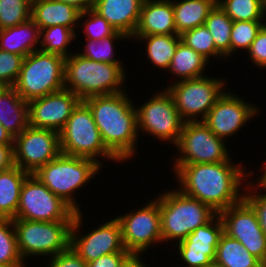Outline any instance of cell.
I'll use <instances>...</instances> for the list:
<instances>
[{"instance_id":"30bf717a","label":"cell","mask_w":266,"mask_h":267,"mask_svg":"<svg viewBox=\"0 0 266 267\" xmlns=\"http://www.w3.org/2000/svg\"><path fill=\"white\" fill-rule=\"evenodd\" d=\"M75 211L51 192L34 174H29L20 190L14 219L30 221H74Z\"/></svg>"},{"instance_id":"c3c4849f","label":"cell","mask_w":266,"mask_h":267,"mask_svg":"<svg viewBox=\"0 0 266 267\" xmlns=\"http://www.w3.org/2000/svg\"><path fill=\"white\" fill-rule=\"evenodd\" d=\"M26 265H0V267H25Z\"/></svg>"},{"instance_id":"d4e9b609","label":"cell","mask_w":266,"mask_h":267,"mask_svg":"<svg viewBox=\"0 0 266 267\" xmlns=\"http://www.w3.org/2000/svg\"><path fill=\"white\" fill-rule=\"evenodd\" d=\"M28 175L16 165L0 172V219L15 218L21 186Z\"/></svg>"},{"instance_id":"f6af8a7d","label":"cell","mask_w":266,"mask_h":267,"mask_svg":"<svg viewBox=\"0 0 266 267\" xmlns=\"http://www.w3.org/2000/svg\"><path fill=\"white\" fill-rule=\"evenodd\" d=\"M140 253H129L121 262L120 267H146Z\"/></svg>"},{"instance_id":"e575fe53","label":"cell","mask_w":266,"mask_h":267,"mask_svg":"<svg viewBox=\"0 0 266 267\" xmlns=\"http://www.w3.org/2000/svg\"><path fill=\"white\" fill-rule=\"evenodd\" d=\"M180 37L183 43L194 49L208 62L210 56L213 58L223 57L224 59V56L216 49L213 37L205 25L184 31Z\"/></svg>"},{"instance_id":"836d02e7","label":"cell","mask_w":266,"mask_h":267,"mask_svg":"<svg viewBox=\"0 0 266 267\" xmlns=\"http://www.w3.org/2000/svg\"><path fill=\"white\" fill-rule=\"evenodd\" d=\"M0 265H25L18 252L13 219H0Z\"/></svg>"},{"instance_id":"ffe728a7","label":"cell","mask_w":266,"mask_h":267,"mask_svg":"<svg viewBox=\"0 0 266 267\" xmlns=\"http://www.w3.org/2000/svg\"><path fill=\"white\" fill-rule=\"evenodd\" d=\"M144 0H95L92 9L129 39L134 35Z\"/></svg>"},{"instance_id":"3957f363","label":"cell","mask_w":266,"mask_h":267,"mask_svg":"<svg viewBox=\"0 0 266 267\" xmlns=\"http://www.w3.org/2000/svg\"><path fill=\"white\" fill-rule=\"evenodd\" d=\"M123 63H104L87 59L78 53L65 58L64 89L82 101L89 97L124 92Z\"/></svg>"},{"instance_id":"ee69618b","label":"cell","mask_w":266,"mask_h":267,"mask_svg":"<svg viewBox=\"0 0 266 267\" xmlns=\"http://www.w3.org/2000/svg\"><path fill=\"white\" fill-rule=\"evenodd\" d=\"M14 166V145H0V172Z\"/></svg>"},{"instance_id":"7402d4cb","label":"cell","mask_w":266,"mask_h":267,"mask_svg":"<svg viewBox=\"0 0 266 267\" xmlns=\"http://www.w3.org/2000/svg\"><path fill=\"white\" fill-rule=\"evenodd\" d=\"M80 12L75 6L58 0L31 1V19L40 29L60 25L76 33Z\"/></svg>"},{"instance_id":"83f0119b","label":"cell","mask_w":266,"mask_h":267,"mask_svg":"<svg viewBox=\"0 0 266 267\" xmlns=\"http://www.w3.org/2000/svg\"><path fill=\"white\" fill-rule=\"evenodd\" d=\"M138 40L147 42V57L154 66L164 70L169 69L177 45L181 40L179 34L171 35H133Z\"/></svg>"},{"instance_id":"e0dca14e","label":"cell","mask_w":266,"mask_h":267,"mask_svg":"<svg viewBox=\"0 0 266 267\" xmlns=\"http://www.w3.org/2000/svg\"><path fill=\"white\" fill-rule=\"evenodd\" d=\"M258 109L231 91H225L202 122L217 137L226 141L227 136L236 134L247 121L258 114Z\"/></svg>"},{"instance_id":"cb8c5ba5","label":"cell","mask_w":266,"mask_h":267,"mask_svg":"<svg viewBox=\"0 0 266 267\" xmlns=\"http://www.w3.org/2000/svg\"><path fill=\"white\" fill-rule=\"evenodd\" d=\"M0 124L13 138L29 126L28 103L13 87L0 93Z\"/></svg>"},{"instance_id":"d6986e66","label":"cell","mask_w":266,"mask_h":267,"mask_svg":"<svg viewBox=\"0 0 266 267\" xmlns=\"http://www.w3.org/2000/svg\"><path fill=\"white\" fill-rule=\"evenodd\" d=\"M223 233V222L217 214L210 222L178 242L177 253L179 252L186 267H209L214 262L217 245Z\"/></svg>"},{"instance_id":"ba28073f","label":"cell","mask_w":266,"mask_h":267,"mask_svg":"<svg viewBox=\"0 0 266 267\" xmlns=\"http://www.w3.org/2000/svg\"><path fill=\"white\" fill-rule=\"evenodd\" d=\"M18 252L24 259L33 255L50 257L70 247L73 221H30L13 219Z\"/></svg>"},{"instance_id":"681fc988","label":"cell","mask_w":266,"mask_h":267,"mask_svg":"<svg viewBox=\"0 0 266 267\" xmlns=\"http://www.w3.org/2000/svg\"><path fill=\"white\" fill-rule=\"evenodd\" d=\"M209 267H222V266L217 265L216 263L213 262Z\"/></svg>"},{"instance_id":"74e56055","label":"cell","mask_w":266,"mask_h":267,"mask_svg":"<svg viewBox=\"0 0 266 267\" xmlns=\"http://www.w3.org/2000/svg\"><path fill=\"white\" fill-rule=\"evenodd\" d=\"M86 17H88V19L82 25V27L84 26L86 39L101 40L106 37H111L117 32L105 18L92 8L80 12L79 21Z\"/></svg>"},{"instance_id":"8992f818","label":"cell","mask_w":266,"mask_h":267,"mask_svg":"<svg viewBox=\"0 0 266 267\" xmlns=\"http://www.w3.org/2000/svg\"><path fill=\"white\" fill-rule=\"evenodd\" d=\"M65 58L37 50L27 55L12 86L27 103L64 89Z\"/></svg>"},{"instance_id":"b9f144b4","label":"cell","mask_w":266,"mask_h":267,"mask_svg":"<svg viewBox=\"0 0 266 267\" xmlns=\"http://www.w3.org/2000/svg\"><path fill=\"white\" fill-rule=\"evenodd\" d=\"M49 263L47 267H88L87 263L71 247L51 257Z\"/></svg>"},{"instance_id":"5bb4252c","label":"cell","mask_w":266,"mask_h":267,"mask_svg":"<svg viewBox=\"0 0 266 267\" xmlns=\"http://www.w3.org/2000/svg\"><path fill=\"white\" fill-rule=\"evenodd\" d=\"M81 212H76L74 216L70 247L86 263L111 253L128 252L124 247L121 227L116 217L86 235H78L83 221Z\"/></svg>"},{"instance_id":"d6a6232c","label":"cell","mask_w":266,"mask_h":267,"mask_svg":"<svg viewBox=\"0 0 266 267\" xmlns=\"http://www.w3.org/2000/svg\"><path fill=\"white\" fill-rule=\"evenodd\" d=\"M129 37H127L125 34L121 32H116L114 35L111 37H106L101 40H90L86 39V45L84 47L85 50L83 52H79L78 54L93 60L97 62H104V63H122L116 57H114V41L118 40L121 41L120 39L124 40Z\"/></svg>"},{"instance_id":"7a4b0ae2","label":"cell","mask_w":266,"mask_h":267,"mask_svg":"<svg viewBox=\"0 0 266 267\" xmlns=\"http://www.w3.org/2000/svg\"><path fill=\"white\" fill-rule=\"evenodd\" d=\"M84 102L92 111L106 148L121 163L130 160L136 152L139 134L136 107L127 93L93 96Z\"/></svg>"},{"instance_id":"f907efd6","label":"cell","mask_w":266,"mask_h":267,"mask_svg":"<svg viewBox=\"0 0 266 267\" xmlns=\"http://www.w3.org/2000/svg\"><path fill=\"white\" fill-rule=\"evenodd\" d=\"M4 88L5 86L2 83H0V93L2 92V90H4Z\"/></svg>"},{"instance_id":"7c38bea8","label":"cell","mask_w":266,"mask_h":267,"mask_svg":"<svg viewBox=\"0 0 266 267\" xmlns=\"http://www.w3.org/2000/svg\"><path fill=\"white\" fill-rule=\"evenodd\" d=\"M179 153L174 164L218 163L228 161L224 139L217 137L202 122H185L176 144Z\"/></svg>"},{"instance_id":"6da1fadb","label":"cell","mask_w":266,"mask_h":267,"mask_svg":"<svg viewBox=\"0 0 266 267\" xmlns=\"http://www.w3.org/2000/svg\"><path fill=\"white\" fill-rule=\"evenodd\" d=\"M228 161L200 164H174V173L179 181V190L211 207L218 214L244 198L240 187L246 173L242 164ZM181 188V189H180Z\"/></svg>"},{"instance_id":"ac0fdd59","label":"cell","mask_w":266,"mask_h":267,"mask_svg":"<svg viewBox=\"0 0 266 267\" xmlns=\"http://www.w3.org/2000/svg\"><path fill=\"white\" fill-rule=\"evenodd\" d=\"M82 100L63 89L28 102L29 126L60 132Z\"/></svg>"},{"instance_id":"4dcf8cb0","label":"cell","mask_w":266,"mask_h":267,"mask_svg":"<svg viewBox=\"0 0 266 267\" xmlns=\"http://www.w3.org/2000/svg\"><path fill=\"white\" fill-rule=\"evenodd\" d=\"M76 33L66 26H50L45 29H40V44L42 50L46 53H54L63 56L64 58L69 57L70 53L69 46L72 40L76 39Z\"/></svg>"},{"instance_id":"f35d334b","label":"cell","mask_w":266,"mask_h":267,"mask_svg":"<svg viewBox=\"0 0 266 267\" xmlns=\"http://www.w3.org/2000/svg\"><path fill=\"white\" fill-rule=\"evenodd\" d=\"M24 56L0 50V83L12 87L22 68Z\"/></svg>"},{"instance_id":"7bdbcfd3","label":"cell","mask_w":266,"mask_h":267,"mask_svg":"<svg viewBox=\"0 0 266 267\" xmlns=\"http://www.w3.org/2000/svg\"><path fill=\"white\" fill-rule=\"evenodd\" d=\"M128 254L129 252L111 253L99 257L87 263V265L88 267H120L121 262Z\"/></svg>"},{"instance_id":"4316f807","label":"cell","mask_w":266,"mask_h":267,"mask_svg":"<svg viewBox=\"0 0 266 267\" xmlns=\"http://www.w3.org/2000/svg\"><path fill=\"white\" fill-rule=\"evenodd\" d=\"M214 263L222 267H264V264L238 240L223 233L217 245Z\"/></svg>"},{"instance_id":"8fae6325","label":"cell","mask_w":266,"mask_h":267,"mask_svg":"<svg viewBox=\"0 0 266 267\" xmlns=\"http://www.w3.org/2000/svg\"><path fill=\"white\" fill-rule=\"evenodd\" d=\"M139 131L153 135L161 141L177 144L184 121L167 89L156 92L141 107L136 108ZM140 129V130H139Z\"/></svg>"},{"instance_id":"9a60e30c","label":"cell","mask_w":266,"mask_h":267,"mask_svg":"<svg viewBox=\"0 0 266 267\" xmlns=\"http://www.w3.org/2000/svg\"><path fill=\"white\" fill-rule=\"evenodd\" d=\"M224 233L238 240L253 256L266 265V235L253 207L243 198L219 213Z\"/></svg>"},{"instance_id":"9c48e42d","label":"cell","mask_w":266,"mask_h":267,"mask_svg":"<svg viewBox=\"0 0 266 267\" xmlns=\"http://www.w3.org/2000/svg\"><path fill=\"white\" fill-rule=\"evenodd\" d=\"M207 76L177 80L174 84L166 86L184 122L203 121L225 92L223 89L226 81ZM200 115L201 119L195 118Z\"/></svg>"},{"instance_id":"5b68a950","label":"cell","mask_w":266,"mask_h":267,"mask_svg":"<svg viewBox=\"0 0 266 267\" xmlns=\"http://www.w3.org/2000/svg\"><path fill=\"white\" fill-rule=\"evenodd\" d=\"M101 167L93 159L60 153L55 159L40 167L34 176L75 212H79L81 209L73 194L87 182L89 184V180L95 178Z\"/></svg>"},{"instance_id":"ab89813d","label":"cell","mask_w":266,"mask_h":267,"mask_svg":"<svg viewBox=\"0 0 266 267\" xmlns=\"http://www.w3.org/2000/svg\"><path fill=\"white\" fill-rule=\"evenodd\" d=\"M254 183L255 182L252 183V181H250L249 183L247 182L245 188L249 187L248 190L246 189V191L250 190V193L246 192V194H244V199L253 207L254 211L257 214L260 226L266 235V195L261 194L262 192L258 194L256 192V190H258V187ZM252 188L254 189L252 190Z\"/></svg>"},{"instance_id":"f546056e","label":"cell","mask_w":266,"mask_h":267,"mask_svg":"<svg viewBox=\"0 0 266 267\" xmlns=\"http://www.w3.org/2000/svg\"><path fill=\"white\" fill-rule=\"evenodd\" d=\"M233 21L218 4L210 11L204 25L211 33L216 49L224 56H230V35Z\"/></svg>"},{"instance_id":"277c9868","label":"cell","mask_w":266,"mask_h":267,"mask_svg":"<svg viewBox=\"0 0 266 267\" xmlns=\"http://www.w3.org/2000/svg\"><path fill=\"white\" fill-rule=\"evenodd\" d=\"M162 242L185 239L198 227L210 222L218 213L177 188L158 196Z\"/></svg>"},{"instance_id":"603a6c76","label":"cell","mask_w":266,"mask_h":267,"mask_svg":"<svg viewBox=\"0 0 266 267\" xmlns=\"http://www.w3.org/2000/svg\"><path fill=\"white\" fill-rule=\"evenodd\" d=\"M40 28L30 18L13 27L0 29V50L26 57L39 50Z\"/></svg>"},{"instance_id":"7dc6e473","label":"cell","mask_w":266,"mask_h":267,"mask_svg":"<svg viewBox=\"0 0 266 267\" xmlns=\"http://www.w3.org/2000/svg\"><path fill=\"white\" fill-rule=\"evenodd\" d=\"M0 145H14V138L0 124Z\"/></svg>"},{"instance_id":"2e32d148","label":"cell","mask_w":266,"mask_h":267,"mask_svg":"<svg viewBox=\"0 0 266 267\" xmlns=\"http://www.w3.org/2000/svg\"><path fill=\"white\" fill-rule=\"evenodd\" d=\"M60 153L59 133L51 129L28 126L14 138L15 165L29 174H34Z\"/></svg>"},{"instance_id":"f1b7e54d","label":"cell","mask_w":266,"mask_h":267,"mask_svg":"<svg viewBox=\"0 0 266 267\" xmlns=\"http://www.w3.org/2000/svg\"><path fill=\"white\" fill-rule=\"evenodd\" d=\"M207 61L180 40L168 70L176 74L179 81L197 78L204 76Z\"/></svg>"},{"instance_id":"60d3db41","label":"cell","mask_w":266,"mask_h":267,"mask_svg":"<svg viewBox=\"0 0 266 267\" xmlns=\"http://www.w3.org/2000/svg\"><path fill=\"white\" fill-rule=\"evenodd\" d=\"M247 53L258 68H266V24L258 32Z\"/></svg>"},{"instance_id":"4fadbf2b","label":"cell","mask_w":266,"mask_h":267,"mask_svg":"<svg viewBox=\"0 0 266 267\" xmlns=\"http://www.w3.org/2000/svg\"><path fill=\"white\" fill-rule=\"evenodd\" d=\"M122 241L129 253H143L150 245L162 243L161 217L158 199L153 198L142 208L116 217Z\"/></svg>"},{"instance_id":"d590c367","label":"cell","mask_w":266,"mask_h":267,"mask_svg":"<svg viewBox=\"0 0 266 267\" xmlns=\"http://www.w3.org/2000/svg\"><path fill=\"white\" fill-rule=\"evenodd\" d=\"M262 21H233L230 35V56L233 52L236 53L238 48L240 50L247 49V51L250 49L258 32L266 24V22L264 23Z\"/></svg>"},{"instance_id":"1f68e13d","label":"cell","mask_w":266,"mask_h":267,"mask_svg":"<svg viewBox=\"0 0 266 267\" xmlns=\"http://www.w3.org/2000/svg\"><path fill=\"white\" fill-rule=\"evenodd\" d=\"M220 8L232 21L264 20V0H217Z\"/></svg>"},{"instance_id":"52a82bcc","label":"cell","mask_w":266,"mask_h":267,"mask_svg":"<svg viewBox=\"0 0 266 267\" xmlns=\"http://www.w3.org/2000/svg\"><path fill=\"white\" fill-rule=\"evenodd\" d=\"M61 153L99 161L100 156L120 161L106 148L94 121L91 109L81 101L59 132ZM99 156V158H97ZM97 158V159H96Z\"/></svg>"},{"instance_id":"44dd1931","label":"cell","mask_w":266,"mask_h":267,"mask_svg":"<svg viewBox=\"0 0 266 267\" xmlns=\"http://www.w3.org/2000/svg\"><path fill=\"white\" fill-rule=\"evenodd\" d=\"M178 34L172 0H144L134 35Z\"/></svg>"},{"instance_id":"8d00e7d4","label":"cell","mask_w":266,"mask_h":267,"mask_svg":"<svg viewBox=\"0 0 266 267\" xmlns=\"http://www.w3.org/2000/svg\"><path fill=\"white\" fill-rule=\"evenodd\" d=\"M31 18V0H0V29L13 27Z\"/></svg>"},{"instance_id":"bcb514c9","label":"cell","mask_w":266,"mask_h":267,"mask_svg":"<svg viewBox=\"0 0 266 267\" xmlns=\"http://www.w3.org/2000/svg\"><path fill=\"white\" fill-rule=\"evenodd\" d=\"M75 6L81 12L93 7L95 0H58Z\"/></svg>"},{"instance_id":"484cf974","label":"cell","mask_w":266,"mask_h":267,"mask_svg":"<svg viewBox=\"0 0 266 267\" xmlns=\"http://www.w3.org/2000/svg\"><path fill=\"white\" fill-rule=\"evenodd\" d=\"M217 0H181L173 1L176 31L181 35L184 31L202 26Z\"/></svg>"}]
</instances>
